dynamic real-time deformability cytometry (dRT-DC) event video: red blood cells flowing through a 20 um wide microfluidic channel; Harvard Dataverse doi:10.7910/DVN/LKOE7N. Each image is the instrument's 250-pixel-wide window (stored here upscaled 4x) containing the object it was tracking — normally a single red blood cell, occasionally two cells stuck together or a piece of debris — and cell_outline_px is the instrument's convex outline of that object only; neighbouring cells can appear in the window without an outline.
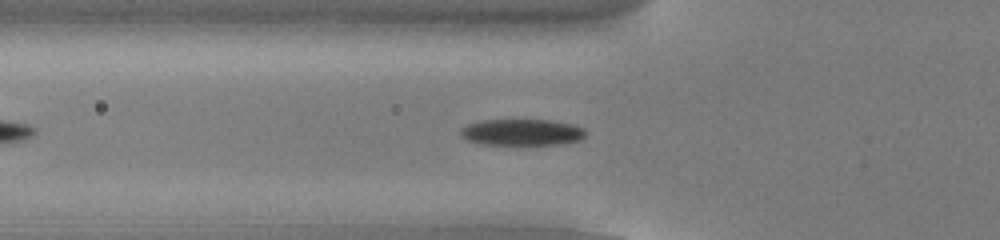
{"species": "common noctule bat (a hibernating species)", "species_latin": "Nyctalus noctula", "temperature_condition": "cold", "stored_images_in_passage": 26, "camera_frame_rate_fps": 3000, "um_per_image_px": 0.085, "animal": {"sex": "male", "body_mass_g": 13.0, "forearm_length_mm": 53.1}, "frame": {"image": 1, "passage_image": 9, "time_ms": 2.667, "image_size_px": [1000, 240], "cell_outline_px": [[584, 136], [580, 140], [560, 144], [480, 144], [468, 140], [460, 136], [460, 128], [468, 124], [484, 120], [552, 120], [572, 124], [584, 128]], "centroid_in_image_um": [44.34, 11.24], "position_along_channel_um": 81.5, "area_um2": 19.13}}
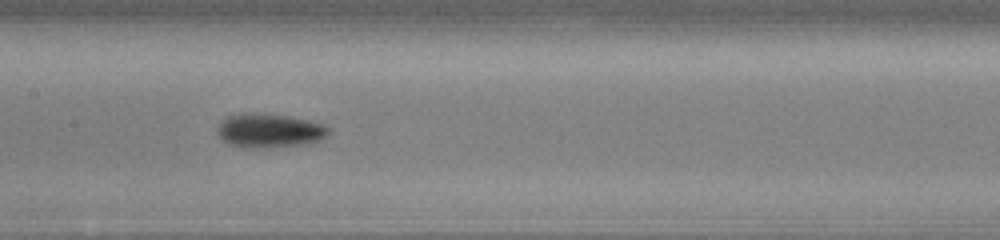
{"frame": {"image": 2, "passage_image": 17, "time_ms": 5.333, "image_size_px": [1000, 240], "cell_outline_px": [[328, 132], [320, 140], [300, 144], [268, 148], [240, 148], [228, 144], [216, 132], [216, 128], [220, 120], [228, 116], [240, 112], [252, 112], [288, 116], [308, 120], [324, 124], [328, 128]], "centroid_in_image_um": [22.8, 11.09], "position_along_channel_um": 184.6, "area_um2": 22.25}}
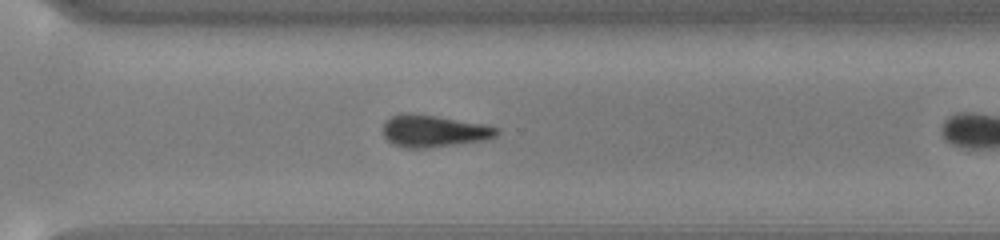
{"frame": {"image": 3, "passage_image": 25, "time_ms": 8.0, "image_size_px": [1000, 240], "cell_outline_px": [[500, 132], [496, 136], [484, 140], [428, 148], [404, 148], [392, 144], [384, 136], [384, 120], [392, 116], [436, 116], [484, 124], [500, 128]], "centroid_in_image_um": [36.92, 11.18], "position_along_channel_um": 333.7, "area_um2": 20.63}}